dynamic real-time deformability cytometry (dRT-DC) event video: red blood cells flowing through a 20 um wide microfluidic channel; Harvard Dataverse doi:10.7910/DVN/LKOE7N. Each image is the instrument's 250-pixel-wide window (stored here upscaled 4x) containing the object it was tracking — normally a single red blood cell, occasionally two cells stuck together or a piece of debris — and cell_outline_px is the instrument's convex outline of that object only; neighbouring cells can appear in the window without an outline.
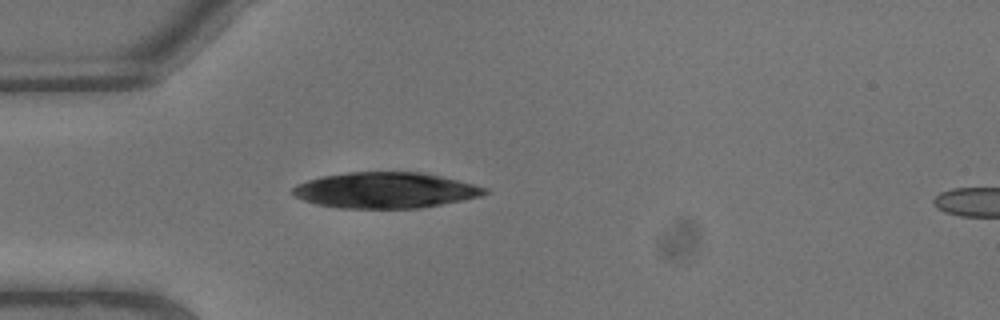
{"species": "common noctule bat (a hibernating species)", "species_latin": "Nyctalus noctula", "temperature_condition": "warm", "stored_images_in_passage": 4, "camera_frame_rate_fps": 3000, "um_per_image_px": 0.085, "animal": {"sex": "male", "body_mass_g": 13.3}, "frame": {"image": 1, "passage_image": 1, "time_ms": 0.0, "image_size_px": [1000, 320], "cell_outline_px": [[488, 192], [480, 196], [420, 208], [340, 208], [316, 204], [304, 200], [296, 196], [292, 192], [292, 188], [296, 184], [320, 176], [348, 172], [420, 172], [440, 176], [488, 188]], "centroid_in_image_um": [32.7, 16.17], "position_along_channel_um": 52.3, "area_um2": 39.77}}